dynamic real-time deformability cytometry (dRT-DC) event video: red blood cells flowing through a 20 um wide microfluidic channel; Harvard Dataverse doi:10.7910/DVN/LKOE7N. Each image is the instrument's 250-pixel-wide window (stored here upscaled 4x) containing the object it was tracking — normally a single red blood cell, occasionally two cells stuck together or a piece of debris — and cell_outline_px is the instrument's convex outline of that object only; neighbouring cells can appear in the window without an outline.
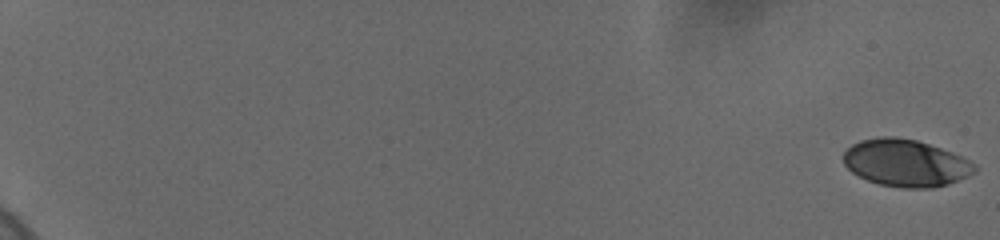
{"species": "human", "species_latin": "Homo sapiens", "temperature_condition": "cold", "stored_images_in_passage": 42, "camera_frame_rate_fps": 3000, "um_per_image_px": 0.085, "donor": {"sex": "female"}, "frame": {"image": 1, "passage_image": 1, "time_ms": 0.0, "image_size_px": [1000, 240], "cell_outline_px": [[976, 172], [968, 176], [948, 184], [932, 188], [900, 188], [880, 184], [868, 180], [852, 172], [844, 164], [844, 152], [852, 144], [860, 140], [880, 136], [892, 136], [916, 140], [952, 152], [976, 164]], "centroid_in_image_um": [76.99, 13.85], "position_along_channel_um": 8.0, "area_um2": 35.95}}
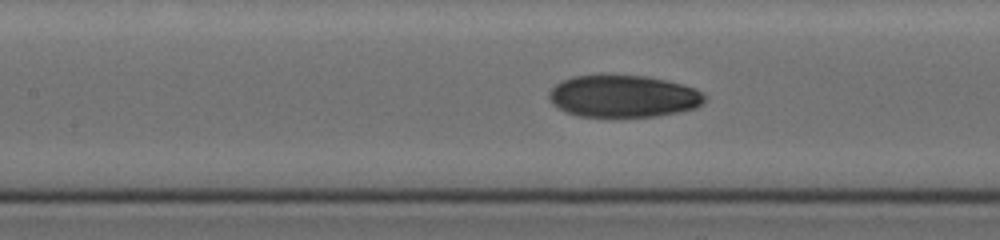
{"frame": {"image": 2, "passage_image": 23, "time_ms": 10.333, "image_size_px": [1000, 240], "cell_outline_px": [[708, 96], [704, 104], [696, 108], [656, 116], [580, 116], [568, 112], [552, 104], [548, 96], [548, 92], [560, 80], [572, 76], [600, 72], [604, 72], [648, 76], [696, 88]], "centroid_in_image_um": [52.97, 8.12], "position_along_channel_um": 154.4, "area_um2": 39.13}}
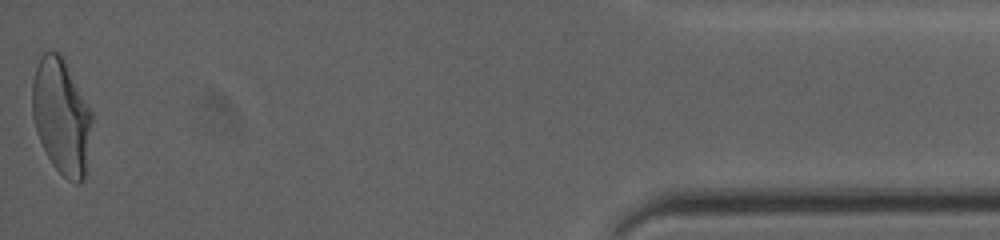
{"frame": {"image": 3, "passage_image": 42, "time_ms": 19.667, "image_size_px": [1000, 240], "cell_outline_px": [[92, 120], [84, 180], [80, 184], [76, 184], [68, 180], [52, 164], [36, 132], [32, 116], [32, 80], [36, 68], [44, 52], [60, 52], [64, 56], [92, 112]], "centroid_in_image_um": [5.22, 9.87], "position_along_channel_um": 430.0, "area_um2": 40.17}, "authors_computed_cell_mechanics": {"area_um2": 37.5122, "velocity_mm_per_s": 3.6763, "shape_relaxation_time_tau1_ms": 5.7207, "shape_relaxation_time_tau2_ms": 1.5915, "deformation_change_tau1": 0.1701, "deformation_change_tau2": 0.0568}}